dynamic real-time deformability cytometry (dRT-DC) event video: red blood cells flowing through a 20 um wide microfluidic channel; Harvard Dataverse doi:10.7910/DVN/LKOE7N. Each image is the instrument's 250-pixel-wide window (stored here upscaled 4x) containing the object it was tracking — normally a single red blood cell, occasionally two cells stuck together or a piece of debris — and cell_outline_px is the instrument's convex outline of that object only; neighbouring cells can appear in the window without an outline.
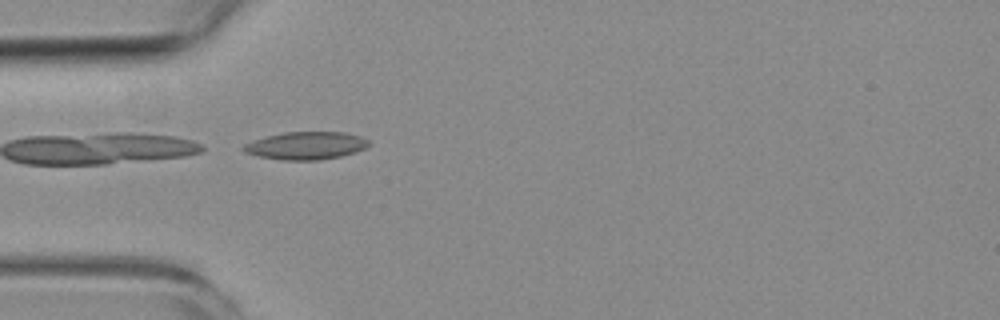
{"species": "common noctule bat (a hibernating species)", "species_latin": "Nyctalus noctula", "temperature_condition": "room temperature", "stored_images_in_passage": 4, "camera_frame_rate_fps": 3000, "um_per_image_px": 0.085, "animal": {"sex": "female", "body_mass_g": 19.3, "forearm_length_mm": 54.1}, "frame": {"image": 1, "passage_image": 4, "time_ms": 3.667, "image_size_px": [1000, 320], "cell_outline_px": [[372, 144], [356, 152], [340, 156], [320, 160], [280, 160], [260, 156], [244, 152], [240, 148], [244, 144], [252, 140], [284, 132], [344, 132], [360, 136], [368, 140]], "centroid_in_image_um": [26.0, 12.38], "position_along_channel_um": 59.0, "area_um2": 20.29}}